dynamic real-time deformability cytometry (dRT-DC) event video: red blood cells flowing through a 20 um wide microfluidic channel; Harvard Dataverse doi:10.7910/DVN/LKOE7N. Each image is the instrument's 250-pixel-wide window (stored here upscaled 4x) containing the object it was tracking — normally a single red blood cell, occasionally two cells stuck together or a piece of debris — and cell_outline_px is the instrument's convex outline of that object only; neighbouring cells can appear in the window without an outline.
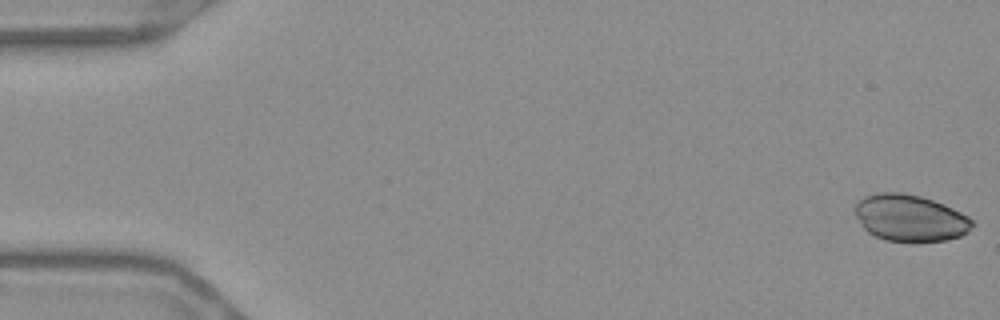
{"species": "Egyptian fruit bat (a non-hibernating species)", "species_latin": "Rousettus aegyptiacus", "temperature_condition": "warm", "stored_images_in_passage": 55, "camera_frame_rate_fps": 3000, "um_per_image_px": 0.085, "frame": {"image": 1, "passage_image": 1, "time_ms": 0.0, "image_size_px": [1000, 320], "cell_outline_px": [[976, 224], [968, 232], [960, 236], [944, 240], [916, 244], [912, 244], [884, 240], [868, 232], [864, 228], [856, 216], [852, 208], [864, 196], [876, 192], [900, 192], [920, 196], [944, 204], [968, 216]], "centroid_in_image_um": [77.35, 18.56], "position_along_channel_um": 7.6, "area_um2": 32.6}}
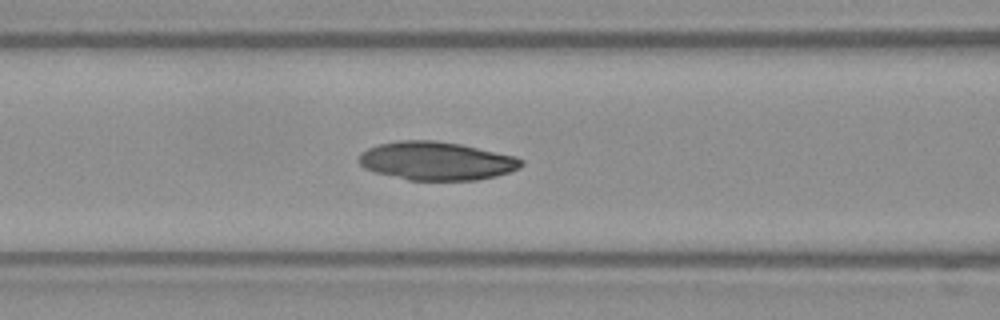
{"frame": {"image": 2, "passage_image": 23, "time_ms": 7.333, "image_size_px": [1000, 320], "cell_outline_px": [[524, 164], [520, 168], [496, 176], [476, 180], [408, 180], [376, 172], [364, 168], [356, 160], [360, 152], [368, 148], [380, 144], [400, 140], [436, 140], [460, 144], [516, 156], [524, 160]], "centroid_in_image_um": [37.09, 13.67], "position_along_channel_um": 129.5, "area_um2": 36.47}}
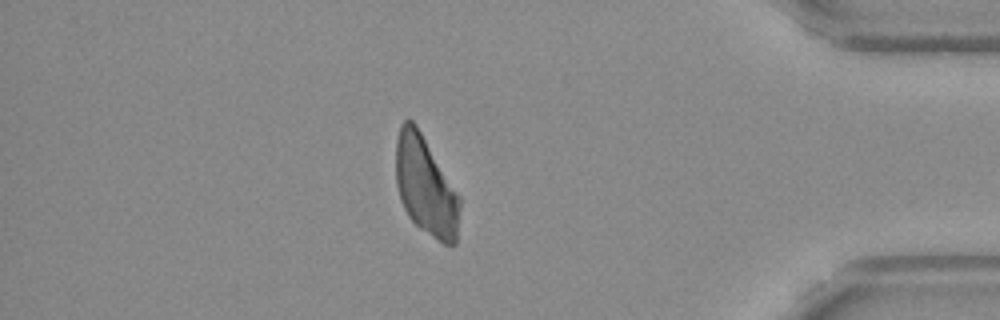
{"frame": {"image": 3, "passage_image": 48, "time_ms": 15.667, "image_size_px": [1000, 320], "cell_outline_px": [[460, 208], [456, 244], [444, 244], [420, 228], [408, 216], [400, 200], [396, 184], [396, 140], [400, 124], [404, 120], [412, 120], [416, 124], [460, 196]], "centroid_in_image_um": [36.17, 15.81], "position_along_channel_um": 399.0, "area_um2": 36.76}}